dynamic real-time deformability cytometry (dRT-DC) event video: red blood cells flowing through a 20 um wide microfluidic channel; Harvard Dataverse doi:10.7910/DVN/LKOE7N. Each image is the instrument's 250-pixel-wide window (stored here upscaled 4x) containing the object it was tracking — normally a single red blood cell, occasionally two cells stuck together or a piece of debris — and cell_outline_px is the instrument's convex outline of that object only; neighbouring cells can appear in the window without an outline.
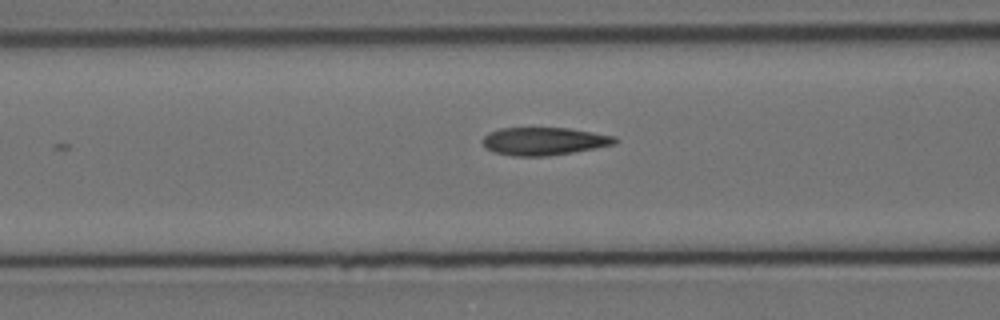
{"species": "Egyptian fruit bat (a non-hibernating species)", "species_latin": "Rousettus aegyptiacus", "temperature_condition": "cold", "stored_images_in_passage": 22, "camera_frame_rate_fps": 3000, "um_per_image_px": 0.085, "animal": {"sex": "female"}, "frame": {"image": 1, "passage_image": 19, "time_ms": 6.0, "image_size_px": [1000, 320], "cell_outline_px": [[620, 140], [616, 144], [572, 152], [548, 156], [512, 156], [492, 152], [480, 140], [488, 132], [500, 128], [568, 128], [616, 136]], "centroid_in_image_um": [46.24, 12.0], "position_along_channel_um": 120.4, "area_um2": 21.56}}